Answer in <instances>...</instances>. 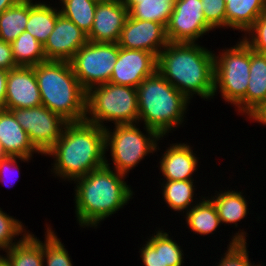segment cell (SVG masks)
Masks as SVG:
<instances>
[{"mask_svg":"<svg viewBox=\"0 0 266 266\" xmlns=\"http://www.w3.org/2000/svg\"><path fill=\"white\" fill-rule=\"evenodd\" d=\"M201 200L185 213L187 228L194 234L210 235L221 225L220 218L213 202L201 195Z\"/></svg>","mask_w":266,"mask_h":266,"instance_id":"obj_23","label":"cell"},{"mask_svg":"<svg viewBox=\"0 0 266 266\" xmlns=\"http://www.w3.org/2000/svg\"><path fill=\"white\" fill-rule=\"evenodd\" d=\"M206 21L214 28L226 27L225 0H201Z\"/></svg>","mask_w":266,"mask_h":266,"instance_id":"obj_35","label":"cell"},{"mask_svg":"<svg viewBox=\"0 0 266 266\" xmlns=\"http://www.w3.org/2000/svg\"><path fill=\"white\" fill-rule=\"evenodd\" d=\"M20 1L21 0H0V14L9 7L18 4Z\"/></svg>","mask_w":266,"mask_h":266,"instance_id":"obj_41","label":"cell"},{"mask_svg":"<svg viewBox=\"0 0 266 266\" xmlns=\"http://www.w3.org/2000/svg\"><path fill=\"white\" fill-rule=\"evenodd\" d=\"M98 2L111 1V0H96Z\"/></svg>","mask_w":266,"mask_h":266,"instance_id":"obj_46","label":"cell"},{"mask_svg":"<svg viewBox=\"0 0 266 266\" xmlns=\"http://www.w3.org/2000/svg\"><path fill=\"white\" fill-rule=\"evenodd\" d=\"M18 123L27 132L33 146L45 155L60 139L68 123L59 114L43 105L10 110Z\"/></svg>","mask_w":266,"mask_h":266,"instance_id":"obj_10","label":"cell"},{"mask_svg":"<svg viewBox=\"0 0 266 266\" xmlns=\"http://www.w3.org/2000/svg\"><path fill=\"white\" fill-rule=\"evenodd\" d=\"M118 54V43L92 41H88L76 52L70 64L86 92L110 81Z\"/></svg>","mask_w":266,"mask_h":266,"instance_id":"obj_9","label":"cell"},{"mask_svg":"<svg viewBox=\"0 0 266 266\" xmlns=\"http://www.w3.org/2000/svg\"><path fill=\"white\" fill-rule=\"evenodd\" d=\"M45 240L43 242L44 266H73L72 259L63 245L64 243L52 230V226H46Z\"/></svg>","mask_w":266,"mask_h":266,"instance_id":"obj_31","label":"cell"},{"mask_svg":"<svg viewBox=\"0 0 266 266\" xmlns=\"http://www.w3.org/2000/svg\"><path fill=\"white\" fill-rule=\"evenodd\" d=\"M266 10V0H225L226 28L246 32Z\"/></svg>","mask_w":266,"mask_h":266,"instance_id":"obj_20","label":"cell"},{"mask_svg":"<svg viewBox=\"0 0 266 266\" xmlns=\"http://www.w3.org/2000/svg\"><path fill=\"white\" fill-rule=\"evenodd\" d=\"M217 195L208 197L216 207L221 224H234L237 227L238 222L243 220L249 213L248 201L243 196L242 191H227L217 192Z\"/></svg>","mask_w":266,"mask_h":266,"instance_id":"obj_22","label":"cell"},{"mask_svg":"<svg viewBox=\"0 0 266 266\" xmlns=\"http://www.w3.org/2000/svg\"><path fill=\"white\" fill-rule=\"evenodd\" d=\"M247 233L240 230L234 234L231 241L227 245V250L219 259L216 266H261L252 264L249 259V251H247Z\"/></svg>","mask_w":266,"mask_h":266,"instance_id":"obj_30","label":"cell"},{"mask_svg":"<svg viewBox=\"0 0 266 266\" xmlns=\"http://www.w3.org/2000/svg\"><path fill=\"white\" fill-rule=\"evenodd\" d=\"M0 266H10L2 257H0Z\"/></svg>","mask_w":266,"mask_h":266,"instance_id":"obj_44","label":"cell"},{"mask_svg":"<svg viewBox=\"0 0 266 266\" xmlns=\"http://www.w3.org/2000/svg\"><path fill=\"white\" fill-rule=\"evenodd\" d=\"M197 43L169 42L157 56V71L188 100L214 98V55Z\"/></svg>","mask_w":266,"mask_h":266,"instance_id":"obj_2","label":"cell"},{"mask_svg":"<svg viewBox=\"0 0 266 266\" xmlns=\"http://www.w3.org/2000/svg\"><path fill=\"white\" fill-rule=\"evenodd\" d=\"M8 79V70L0 69V112L6 110L5 96Z\"/></svg>","mask_w":266,"mask_h":266,"instance_id":"obj_39","label":"cell"},{"mask_svg":"<svg viewBox=\"0 0 266 266\" xmlns=\"http://www.w3.org/2000/svg\"><path fill=\"white\" fill-rule=\"evenodd\" d=\"M0 144L9 156L32 158L34 153L41 154L9 110L0 112Z\"/></svg>","mask_w":266,"mask_h":266,"instance_id":"obj_18","label":"cell"},{"mask_svg":"<svg viewBox=\"0 0 266 266\" xmlns=\"http://www.w3.org/2000/svg\"><path fill=\"white\" fill-rule=\"evenodd\" d=\"M45 3L29 0V18L25 27V31L34 36L42 45L52 33L57 16L60 14V8L57 9Z\"/></svg>","mask_w":266,"mask_h":266,"instance_id":"obj_21","label":"cell"},{"mask_svg":"<svg viewBox=\"0 0 266 266\" xmlns=\"http://www.w3.org/2000/svg\"><path fill=\"white\" fill-rule=\"evenodd\" d=\"M32 158H27V157H16V156H8L5 160L0 162V182H2V184L5 183V186L7 185V179L11 178V175H13V173L18 172L17 174L19 175V170L20 167L19 164H17L19 161L21 160L23 162H28L29 160H31ZM16 171V172H15ZM11 174V175H10ZM16 174V175H17ZM8 176H10L8 178ZM15 176V175H14ZM7 178V179H6ZM19 177L17 176L14 181H16ZM12 181V180H11ZM13 182V181H12ZM15 184V183H14ZM13 184V185H14ZM13 185L10 184V187H13ZM9 186V185H8Z\"/></svg>","mask_w":266,"mask_h":266,"instance_id":"obj_37","label":"cell"},{"mask_svg":"<svg viewBox=\"0 0 266 266\" xmlns=\"http://www.w3.org/2000/svg\"><path fill=\"white\" fill-rule=\"evenodd\" d=\"M139 106L137 89L131 86L104 83L86 92V121L106 128L114 125L137 124ZM106 121V122H105Z\"/></svg>","mask_w":266,"mask_h":266,"instance_id":"obj_6","label":"cell"},{"mask_svg":"<svg viewBox=\"0 0 266 266\" xmlns=\"http://www.w3.org/2000/svg\"><path fill=\"white\" fill-rule=\"evenodd\" d=\"M168 43L166 28L162 24L137 20L129 15L118 41L121 48L144 50L153 53L156 57Z\"/></svg>","mask_w":266,"mask_h":266,"instance_id":"obj_13","label":"cell"},{"mask_svg":"<svg viewBox=\"0 0 266 266\" xmlns=\"http://www.w3.org/2000/svg\"><path fill=\"white\" fill-rule=\"evenodd\" d=\"M1 209L2 208H0V251H7L13 245L18 244L30 231L24 229L25 227L20 220L9 216ZM19 235L22 236L17 240L15 237Z\"/></svg>","mask_w":266,"mask_h":266,"instance_id":"obj_32","label":"cell"},{"mask_svg":"<svg viewBox=\"0 0 266 266\" xmlns=\"http://www.w3.org/2000/svg\"><path fill=\"white\" fill-rule=\"evenodd\" d=\"M121 3L129 11L136 3H139V0H120Z\"/></svg>","mask_w":266,"mask_h":266,"instance_id":"obj_42","label":"cell"},{"mask_svg":"<svg viewBox=\"0 0 266 266\" xmlns=\"http://www.w3.org/2000/svg\"><path fill=\"white\" fill-rule=\"evenodd\" d=\"M128 10L120 0L98 2L88 41L118 43Z\"/></svg>","mask_w":266,"mask_h":266,"instance_id":"obj_16","label":"cell"},{"mask_svg":"<svg viewBox=\"0 0 266 266\" xmlns=\"http://www.w3.org/2000/svg\"><path fill=\"white\" fill-rule=\"evenodd\" d=\"M168 1L174 5L178 0H168Z\"/></svg>","mask_w":266,"mask_h":266,"instance_id":"obj_45","label":"cell"},{"mask_svg":"<svg viewBox=\"0 0 266 266\" xmlns=\"http://www.w3.org/2000/svg\"><path fill=\"white\" fill-rule=\"evenodd\" d=\"M60 13L71 20L78 28L88 34L91 31L96 6V0H60Z\"/></svg>","mask_w":266,"mask_h":266,"instance_id":"obj_28","label":"cell"},{"mask_svg":"<svg viewBox=\"0 0 266 266\" xmlns=\"http://www.w3.org/2000/svg\"><path fill=\"white\" fill-rule=\"evenodd\" d=\"M9 155L5 152L3 146L0 144V162L5 160Z\"/></svg>","mask_w":266,"mask_h":266,"instance_id":"obj_43","label":"cell"},{"mask_svg":"<svg viewBox=\"0 0 266 266\" xmlns=\"http://www.w3.org/2000/svg\"><path fill=\"white\" fill-rule=\"evenodd\" d=\"M249 82L246 91V116L266 101V54L250 48Z\"/></svg>","mask_w":266,"mask_h":266,"instance_id":"obj_19","label":"cell"},{"mask_svg":"<svg viewBox=\"0 0 266 266\" xmlns=\"http://www.w3.org/2000/svg\"><path fill=\"white\" fill-rule=\"evenodd\" d=\"M248 118L251 121L253 120L266 126V101L256 108V110Z\"/></svg>","mask_w":266,"mask_h":266,"instance_id":"obj_40","label":"cell"},{"mask_svg":"<svg viewBox=\"0 0 266 266\" xmlns=\"http://www.w3.org/2000/svg\"><path fill=\"white\" fill-rule=\"evenodd\" d=\"M10 44L13 58L18 66H35L47 61L43 45L27 31L21 33Z\"/></svg>","mask_w":266,"mask_h":266,"instance_id":"obj_27","label":"cell"},{"mask_svg":"<svg viewBox=\"0 0 266 266\" xmlns=\"http://www.w3.org/2000/svg\"><path fill=\"white\" fill-rule=\"evenodd\" d=\"M42 105L67 122L86 115V91L74 75L70 62L45 61L34 66Z\"/></svg>","mask_w":266,"mask_h":266,"instance_id":"obj_4","label":"cell"},{"mask_svg":"<svg viewBox=\"0 0 266 266\" xmlns=\"http://www.w3.org/2000/svg\"><path fill=\"white\" fill-rule=\"evenodd\" d=\"M148 238L140 248V258L144 266H161L160 260V228Z\"/></svg>","mask_w":266,"mask_h":266,"instance_id":"obj_36","label":"cell"},{"mask_svg":"<svg viewBox=\"0 0 266 266\" xmlns=\"http://www.w3.org/2000/svg\"><path fill=\"white\" fill-rule=\"evenodd\" d=\"M87 42V34L60 13L52 33L43 45L44 55L47 61L70 62Z\"/></svg>","mask_w":266,"mask_h":266,"instance_id":"obj_14","label":"cell"},{"mask_svg":"<svg viewBox=\"0 0 266 266\" xmlns=\"http://www.w3.org/2000/svg\"><path fill=\"white\" fill-rule=\"evenodd\" d=\"M167 232L160 229L161 266H184V252L179 243Z\"/></svg>","mask_w":266,"mask_h":266,"instance_id":"obj_33","label":"cell"},{"mask_svg":"<svg viewBox=\"0 0 266 266\" xmlns=\"http://www.w3.org/2000/svg\"><path fill=\"white\" fill-rule=\"evenodd\" d=\"M157 71V57L150 52L119 47L109 83L137 88Z\"/></svg>","mask_w":266,"mask_h":266,"instance_id":"obj_12","label":"cell"},{"mask_svg":"<svg viewBox=\"0 0 266 266\" xmlns=\"http://www.w3.org/2000/svg\"><path fill=\"white\" fill-rule=\"evenodd\" d=\"M18 67L16 64L11 44L0 39V69L10 70Z\"/></svg>","mask_w":266,"mask_h":266,"instance_id":"obj_38","label":"cell"},{"mask_svg":"<svg viewBox=\"0 0 266 266\" xmlns=\"http://www.w3.org/2000/svg\"><path fill=\"white\" fill-rule=\"evenodd\" d=\"M6 110L42 105L34 66H18L8 71Z\"/></svg>","mask_w":266,"mask_h":266,"instance_id":"obj_15","label":"cell"},{"mask_svg":"<svg viewBox=\"0 0 266 266\" xmlns=\"http://www.w3.org/2000/svg\"><path fill=\"white\" fill-rule=\"evenodd\" d=\"M106 163L86 176L74 180L75 214L80 227L98 228V224L122 209L133 199L131 185L124 174L112 170Z\"/></svg>","mask_w":266,"mask_h":266,"instance_id":"obj_1","label":"cell"},{"mask_svg":"<svg viewBox=\"0 0 266 266\" xmlns=\"http://www.w3.org/2000/svg\"><path fill=\"white\" fill-rule=\"evenodd\" d=\"M5 252L1 257L10 266H44L43 241L30 232Z\"/></svg>","mask_w":266,"mask_h":266,"instance_id":"obj_24","label":"cell"},{"mask_svg":"<svg viewBox=\"0 0 266 266\" xmlns=\"http://www.w3.org/2000/svg\"><path fill=\"white\" fill-rule=\"evenodd\" d=\"M108 127L104 129L105 149H110L112 169L121 174L127 176L144 157L160 149L157 142L162 137L150 128L143 126L146 135L136 124L115 125L113 131Z\"/></svg>","mask_w":266,"mask_h":266,"instance_id":"obj_8","label":"cell"},{"mask_svg":"<svg viewBox=\"0 0 266 266\" xmlns=\"http://www.w3.org/2000/svg\"><path fill=\"white\" fill-rule=\"evenodd\" d=\"M29 18V0H21L0 14V39L13 42L25 27Z\"/></svg>","mask_w":266,"mask_h":266,"instance_id":"obj_26","label":"cell"},{"mask_svg":"<svg viewBox=\"0 0 266 266\" xmlns=\"http://www.w3.org/2000/svg\"><path fill=\"white\" fill-rule=\"evenodd\" d=\"M244 35L242 40L252 50L260 53H266V10L258 16L254 24L245 32Z\"/></svg>","mask_w":266,"mask_h":266,"instance_id":"obj_34","label":"cell"},{"mask_svg":"<svg viewBox=\"0 0 266 266\" xmlns=\"http://www.w3.org/2000/svg\"><path fill=\"white\" fill-rule=\"evenodd\" d=\"M136 89L139 106L138 124L140 121L143 122L145 127L156 131L163 138L184 123L190 100L158 71L145 78Z\"/></svg>","mask_w":266,"mask_h":266,"instance_id":"obj_5","label":"cell"},{"mask_svg":"<svg viewBox=\"0 0 266 266\" xmlns=\"http://www.w3.org/2000/svg\"><path fill=\"white\" fill-rule=\"evenodd\" d=\"M193 184L194 180H164L161 183L162 198L171 210L184 213L200 201L194 198L196 186Z\"/></svg>","mask_w":266,"mask_h":266,"instance_id":"obj_25","label":"cell"},{"mask_svg":"<svg viewBox=\"0 0 266 266\" xmlns=\"http://www.w3.org/2000/svg\"><path fill=\"white\" fill-rule=\"evenodd\" d=\"M249 70L250 47L242 39L214 55V96L219 89L224 101L234 105L245 117Z\"/></svg>","mask_w":266,"mask_h":266,"instance_id":"obj_7","label":"cell"},{"mask_svg":"<svg viewBox=\"0 0 266 266\" xmlns=\"http://www.w3.org/2000/svg\"><path fill=\"white\" fill-rule=\"evenodd\" d=\"M173 7L168 0H139L128 11V15L137 20L158 22L166 28Z\"/></svg>","mask_w":266,"mask_h":266,"instance_id":"obj_29","label":"cell"},{"mask_svg":"<svg viewBox=\"0 0 266 266\" xmlns=\"http://www.w3.org/2000/svg\"><path fill=\"white\" fill-rule=\"evenodd\" d=\"M104 128L86 120L68 122L60 139L45 154L52 156V174L74 181L106 163Z\"/></svg>","mask_w":266,"mask_h":266,"instance_id":"obj_3","label":"cell"},{"mask_svg":"<svg viewBox=\"0 0 266 266\" xmlns=\"http://www.w3.org/2000/svg\"><path fill=\"white\" fill-rule=\"evenodd\" d=\"M170 145L163 152L159 162L163 180H194L193 174L198 170L199 157L193 152V147L187 143Z\"/></svg>","mask_w":266,"mask_h":266,"instance_id":"obj_17","label":"cell"},{"mask_svg":"<svg viewBox=\"0 0 266 266\" xmlns=\"http://www.w3.org/2000/svg\"><path fill=\"white\" fill-rule=\"evenodd\" d=\"M214 28L206 21L201 0H178L166 26L168 42L197 43Z\"/></svg>","mask_w":266,"mask_h":266,"instance_id":"obj_11","label":"cell"}]
</instances>
